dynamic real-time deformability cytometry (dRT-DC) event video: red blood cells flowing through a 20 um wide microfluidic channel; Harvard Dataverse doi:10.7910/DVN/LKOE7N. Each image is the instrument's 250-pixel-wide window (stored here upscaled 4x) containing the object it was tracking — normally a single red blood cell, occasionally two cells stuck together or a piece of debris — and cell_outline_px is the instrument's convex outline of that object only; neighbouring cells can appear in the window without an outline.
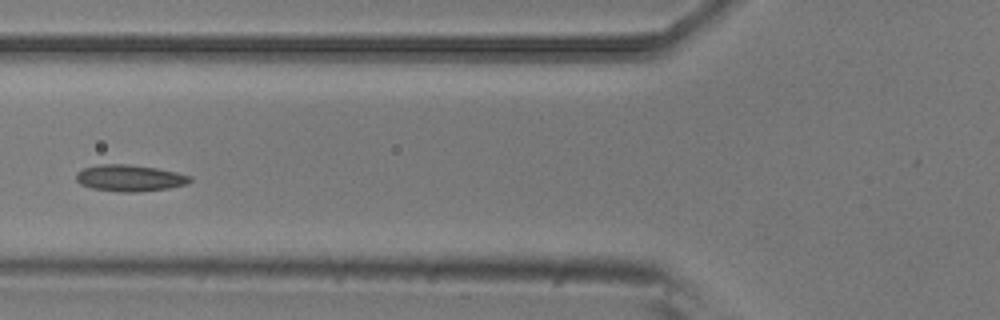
{"species": "common noctule bat (a hibernating species)", "species_latin": "Nyctalus noctula", "temperature_condition": "room temperature", "stored_images_in_passage": 6, "camera_frame_rate_fps": 3000, "um_per_image_px": 0.085, "animal": {"sex": "male", "body_mass_g": 20.5, "forearm_length_mm": 52.5}, "frame": {"image": 1, "passage_image": 5, "time_ms": 1.333, "image_size_px": [1000, 320], "cell_outline_px": [[192, 180], [184, 184], [168, 188], [136, 192], [120, 192], [92, 188], [80, 184], [76, 180], [76, 172], [84, 168], [100, 164], [128, 164], [156, 168], [176, 172], [192, 176]], "centroid_in_image_um": [11.0, 15.13], "position_along_channel_um": 114.8, "area_um2": 17.51}}
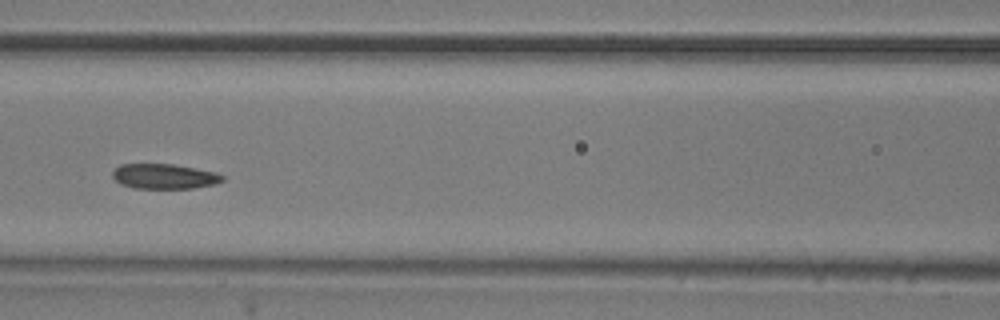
{"frame": {"image": 2, "passage_image": 6, "time_ms": 1.667, "image_size_px": [1000, 320], "cell_outline_px": [[224, 180], [216, 184], [192, 188], [136, 188], [120, 184], [112, 176], [112, 172], [120, 164], [172, 164], [216, 172], [224, 176]], "centroid_in_image_um": [13.97, 14.99], "position_along_channel_um": 152.6, "area_um2": 15.95}}